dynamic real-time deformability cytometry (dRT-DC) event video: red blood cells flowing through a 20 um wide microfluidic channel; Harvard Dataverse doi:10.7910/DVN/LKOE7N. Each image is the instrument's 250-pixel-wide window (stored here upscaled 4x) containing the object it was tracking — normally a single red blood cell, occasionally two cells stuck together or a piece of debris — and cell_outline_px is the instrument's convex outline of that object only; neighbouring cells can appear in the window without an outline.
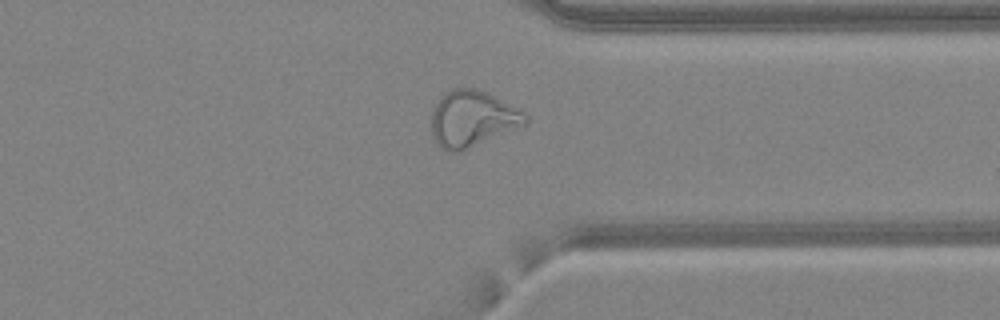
{"species": "common noctule bat (a hibernating species)", "species_latin": "Nyctalus noctula", "temperature_condition": "warm", "stored_images_in_passage": 42, "camera_frame_rate_fps": 3000, "um_per_image_px": 0.085, "animal": {"sex": "female", "body_mass_g": 24.6, "forearm_length_mm": 56.2}, "frame": {"image": 1, "passage_image": 31, "time_ms": 10.0, "image_size_px": [1000, 320], "cell_outline_px": [[528, 120], [524, 124], [456, 152], [448, 152], [440, 148], [432, 132], [432, 108], [440, 96], [444, 92], [452, 88], [476, 88], [524, 112], [528, 116]], "centroid_in_image_um": [40.07, 10.06], "position_along_channel_um": 371.3, "area_um2": 29.82}}
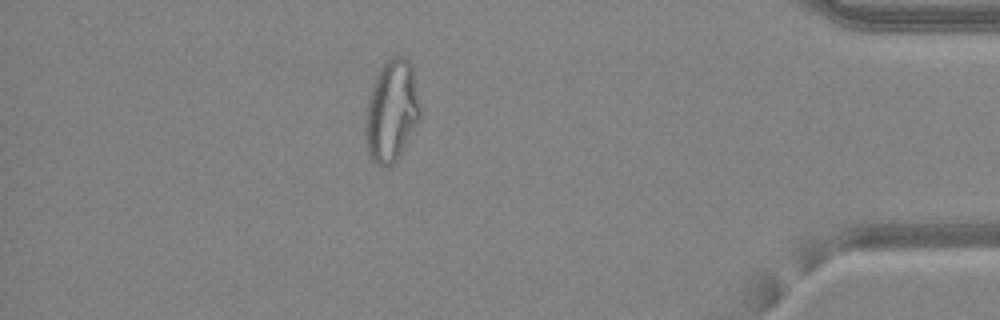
{"frame": {"image": 2, "passage_image": 36, "time_ms": 11.667, "image_size_px": [1000, 320], "cell_outline_px": [[420, 120], [400, 156], [388, 168], [384, 168], [368, 160], [364, 136], [364, 116], [368, 96], [376, 76], [380, 68], [388, 60], [396, 56], [404, 56], [412, 64], [420, 108]], "centroid_in_image_um": [33.25, 9.51], "position_along_channel_um": 402.0, "area_um2": 33.23}}